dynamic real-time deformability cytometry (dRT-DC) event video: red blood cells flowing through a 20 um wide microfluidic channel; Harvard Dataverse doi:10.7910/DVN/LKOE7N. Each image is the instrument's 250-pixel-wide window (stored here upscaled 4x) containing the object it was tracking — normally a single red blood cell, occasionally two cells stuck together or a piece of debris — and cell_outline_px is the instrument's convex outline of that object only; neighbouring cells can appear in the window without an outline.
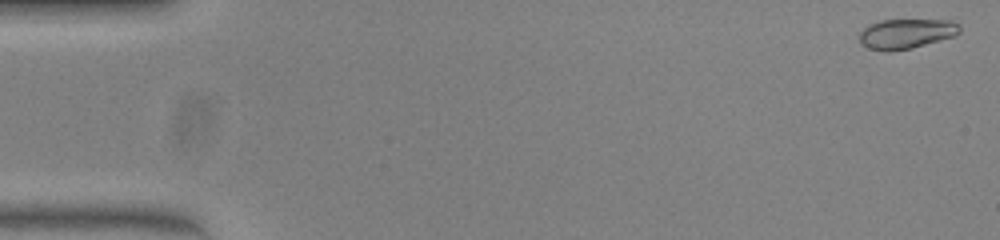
{"species": "common noctule bat (a hibernating species)", "species_latin": "Nyctalus noctula", "temperature_condition": "warm", "stored_images_in_passage": 51, "camera_frame_rate_fps": 3000, "um_per_image_px": 0.085, "animal": {"sex": "female", "body_mass_g": 23.0, "forearm_length_mm": 53.4}, "frame": {"image": 1, "passage_image": 1, "time_ms": 0.0, "image_size_px": [1000, 240], "cell_outline_px": [[960, 32], [956, 36], [912, 48], [892, 52], [884, 52], [868, 48], [860, 44], [860, 32], [868, 24], [880, 20], [952, 20], [960, 24]], "centroid_in_image_um": [77.03, 2.87], "position_along_channel_um": 8.0, "area_um2": 17.8}}
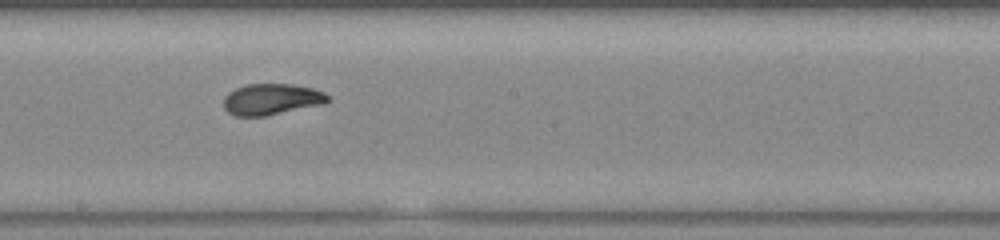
{"frame": {"image": 2, "passage_image": 28, "time_ms": 9.0, "image_size_px": [1000, 240], "cell_outline_px": [[332, 100], [324, 104], [264, 116], [236, 116], [228, 112], [224, 108], [224, 96], [228, 92], [244, 84], [292, 84], [312, 88], [324, 92]], "centroid_in_image_um": [23.08, 8.43], "position_along_channel_um": 225.1, "area_um2": 19.02}}
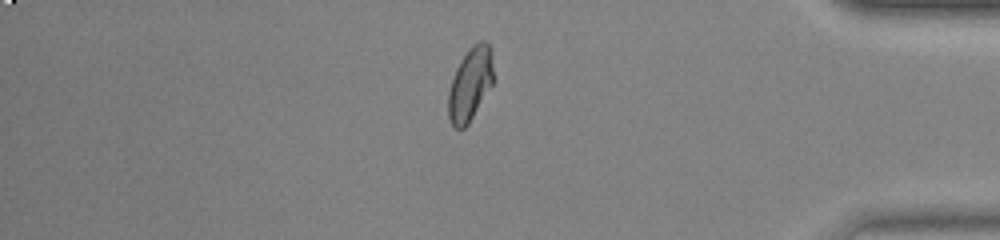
{"frame": {"image": 3, "passage_image": 43, "time_ms": 14.0, "image_size_px": [1000, 240], "cell_outline_px": [[492, 84], [468, 124], [464, 128], [456, 128], [452, 124], [448, 116], [448, 92], [456, 68], [460, 60], [468, 48], [472, 44], [480, 40], [484, 40], [488, 44], [492, 52]], "centroid_in_image_um": [39.95, 7.11], "position_along_channel_um": 395.2, "area_um2": 19.07}, "authors_computed_cell_mechanics": {"area_um2": 19.1896, "velocity_mm_per_s": 4.0408, "shape_relaxation_time_tau1_ms": 7.141, "shape_relaxation_time_tau2_ms": 0.5945, "deformation_change_tau1": 0.225, "deformation_change_tau2": 0.044}}